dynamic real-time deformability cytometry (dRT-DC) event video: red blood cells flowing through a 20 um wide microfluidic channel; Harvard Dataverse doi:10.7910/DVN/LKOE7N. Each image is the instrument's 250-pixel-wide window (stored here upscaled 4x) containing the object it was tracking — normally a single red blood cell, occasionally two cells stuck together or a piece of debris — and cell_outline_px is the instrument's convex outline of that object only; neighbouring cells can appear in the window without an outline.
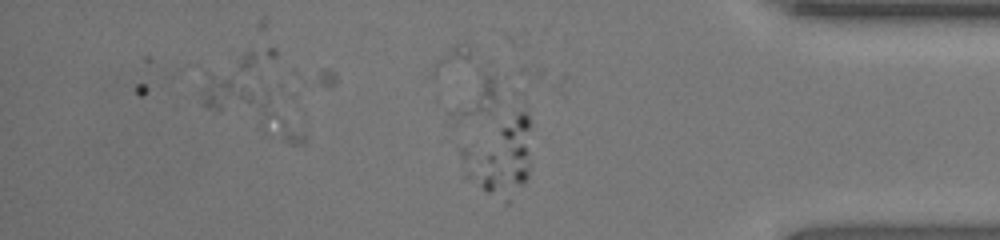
{"species": "human", "species_latin": "Homo sapiens", "temperature_condition": "room temperature", "stored_images_in_passage": 32, "camera_frame_rate_fps": 3000, "um_per_image_px": 0.085, "donor": {"sex": "female"}, "frame": {"image": 1, "passage_image": 32, "time_ms": 10.333, "image_size_px": [1000, 240], "cell_outline_px": [[532, 124], [528, 176], [520, 184], [488, 192], [468, 180], [464, 176], [500, 128], [520, 112], [524, 112], [528, 116]], "centroid_in_image_um": [42.88, 13.33], "position_along_channel_um": 392.3, "area_um2": 23.35}}